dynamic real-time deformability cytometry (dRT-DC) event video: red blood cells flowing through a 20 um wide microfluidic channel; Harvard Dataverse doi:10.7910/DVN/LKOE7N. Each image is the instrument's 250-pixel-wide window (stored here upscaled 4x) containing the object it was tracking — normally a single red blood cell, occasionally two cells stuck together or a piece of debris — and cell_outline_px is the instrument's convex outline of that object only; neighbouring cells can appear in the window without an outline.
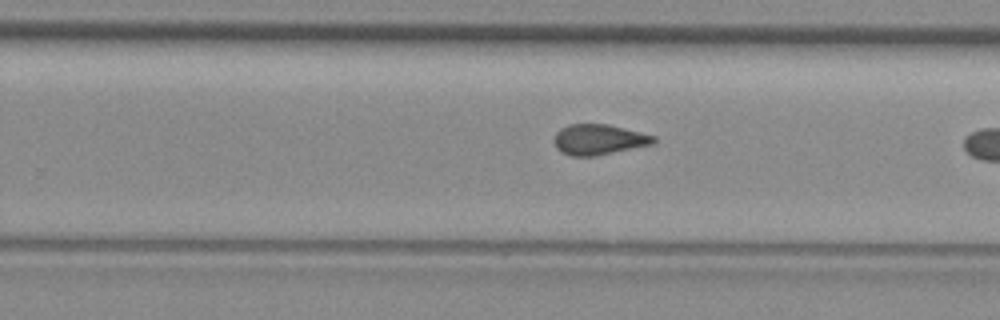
{"species": "common noctule bat (a hibernating species)", "species_latin": "Nyctalus noctula", "temperature_condition": "room temperature", "stored_images_in_passage": 24, "camera_frame_rate_fps": 3000, "um_per_image_px": 0.085, "animal": {"sex": "female", "body_mass_g": 29.2, "forearm_length_mm": 56.3}, "frame": {"image": 1, "passage_image": 17, "time_ms": 5.333, "image_size_px": [1000, 320], "cell_outline_px": [[656, 140], [652, 144], [596, 156], [572, 156], [560, 152], [556, 148], [552, 140], [556, 132], [560, 128], [568, 124], [608, 124], [656, 136]], "centroid_in_image_um": [50.84, 11.86], "position_along_channel_um": 279.0, "area_um2": 17.8}}